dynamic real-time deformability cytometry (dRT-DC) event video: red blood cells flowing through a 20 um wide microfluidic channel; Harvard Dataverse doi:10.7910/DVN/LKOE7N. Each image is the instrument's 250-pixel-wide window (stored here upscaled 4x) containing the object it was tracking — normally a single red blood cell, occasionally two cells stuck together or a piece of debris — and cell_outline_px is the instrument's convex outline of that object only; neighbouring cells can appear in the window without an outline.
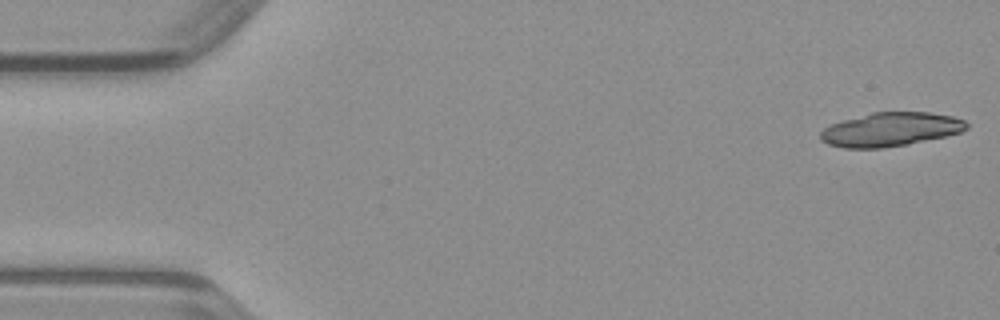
{"species": "common noctule bat (a hibernating species)", "species_latin": "Nyctalus noctula", "temperature_condition": "warm", "stored_images_in_passage": 15, "camera_frame_rate_fps": 3000, "um_per_image_px": 0.085, "animal": {"sex": "male", "body_mass_g": 23.1, "forearm_length_mm": 52.7}, "frame": {"image": 1, "passage_image": 1, "time_ms": 0.0, "image_size_px": [1000, 320], "cell_outline_px": [[968, 128], [960, 132], [944, 136], [908, 144], [884, 148], [844, 148], [828, 144], [820, 140], [820, 132], [824, 128], [832, 124], [844, 120], [872, 112], [928, 112], [952, 116], [964, 120], [968, 124]], "centroid_in_image_um": [75.68, 11.0], "position_along_channel_um": 9.3, "area_um2": 28.67}}